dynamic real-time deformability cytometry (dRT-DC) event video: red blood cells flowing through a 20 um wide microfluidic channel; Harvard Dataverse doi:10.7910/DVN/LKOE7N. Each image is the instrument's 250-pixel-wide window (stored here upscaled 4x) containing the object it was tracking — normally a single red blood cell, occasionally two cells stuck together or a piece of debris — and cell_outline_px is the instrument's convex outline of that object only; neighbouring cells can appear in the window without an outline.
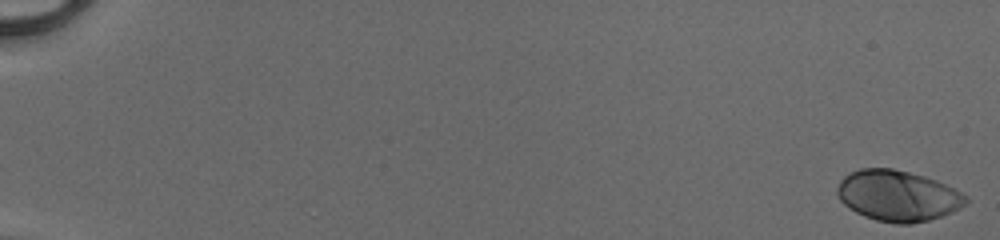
{"species": "human", "species_latin": "Homo sapiens", "temperature_condition": "cold", "stored_images_in_passage": 52, "camera_frame_rate_fps": 3000, "um_per_image_px": 0.085, "donor": {"sex": "male"}, "frame": {"image": 1, "passage_image": 1, "time_ms": 0.0, "image_size_px": [1000, 240], "cell_outline_px": [[968, 200], [960, 208], [952, 212], [928, 220], [912, 224], [896, 224], [876, 220], [864, 216], [848, 208], [840, 200], [836, 192], [836, 188], [840, 180], [844, 176], [860, 168], [892, 168], [924, 176], [936, 180], [968, 196]], "centroid_in_image_um": [76.28, 16.64], "position_along_channel_um": 8.7, "area_um2": 38.03}}
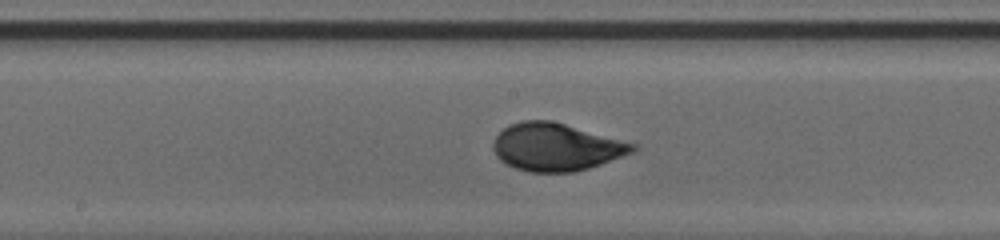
{"frame": {"image": 2, "passage_image": 30, "time_ms": 9.667, "image_size_px": [1000, 240], "cell_outline_px": [[640, 148], [632, 152], [600, 164], [588, 168], [572, 172], [528, 172], [516, 168], [500, 160], [496, 156], [492, 148], [492, 144], [496, 136], [508, 124], [520, 120], [552, 120], [640, 144]], "centroid_in_image_um": [47.29, 12.48], "position_along_channel_um": 200.9, "area_um2": 39.02}}
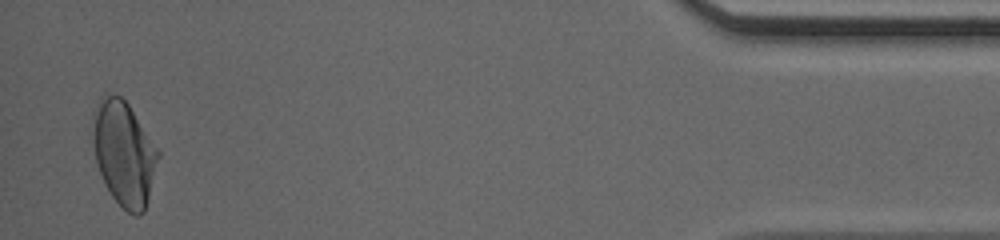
{"frame": {"image": 3, "passage_image": 51, "time_ms": 16.667, "image_size_px": [1000, 240], "cell_outline_px": [[160, 156], [144, 212], [140, 216], [136, 216], [128, 212], [112, 196], [104, 184], [96, 160], [92, 140], [92, 112], [100, 96], [104, 92], [120, 96], [128, 104], [160, 152]], "centroid_in_image_um": [10.51, 13.0], "position_along_channel_um": 424.7, "area_um2": 39.94}, "authors_computed_cell_mechanics": {"area_um2": 37.8301, "velocity_mm_per_s": 4.1614, "shape_relaxation_time_tau1_ms": 3.3451, "shape_relaxation_time_tau2_ms": null, "deformation_change_tau1": 0.1655, "deformation_change_tau2": null}}